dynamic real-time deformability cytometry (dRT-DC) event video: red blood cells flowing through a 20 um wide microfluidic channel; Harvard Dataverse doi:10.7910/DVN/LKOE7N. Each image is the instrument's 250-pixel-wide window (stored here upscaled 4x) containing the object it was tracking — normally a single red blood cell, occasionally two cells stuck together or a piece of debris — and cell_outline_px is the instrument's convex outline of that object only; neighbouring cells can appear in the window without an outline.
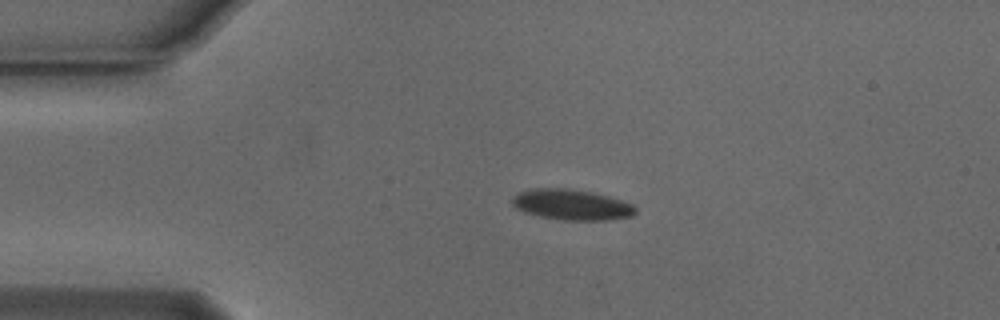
{"species": "Egyptian fruit bat (a non-hibernating species)", "species_latin": "Rousettus aegyptiacus", "temperature_condition": "cold", "stored_images_in_passage": 43, "camera_frame_rate_fps": 3000, "um_per_image_px": 0.085, "animal": {"sex": "male"}, "frame": {"image": 1, "passage_image": 1, "time_ms": 0.0, "image_size_px": [1000, 320], "cell_outline_px": [[636, 212], [632, 216], [608, 220], [560, 220], [540, 216], [524, 212], [516, 208], [512, 204], [512, 196], [520, 192], [536, 188], [568, 188], [592, 192], [608, 196], [632, 204], [636, 208]], "centroid_in_image_um": [48.58, 17.4], "position_along_channel_um": 36.4, "area_um2": 21.96}}
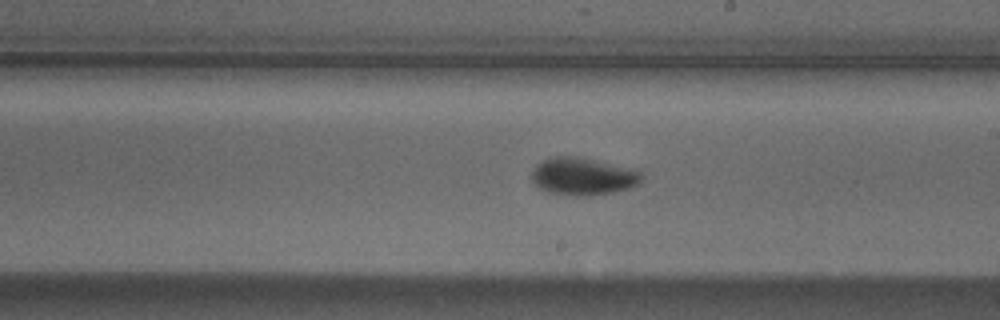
{"frame": {"image": 2, "passage_image": 20, "time_ms": 6.333, "image_size_px": [1000, 320], "cell_outline_px": [[644, 176], [632, 188], [612, 192], [588, 196], [576, 196], [548, 192], [540, 188], [532, 180], [532, 168], [540, 160], [552, 156], [580, 156], [640, 168]], "centroid_in_image_um": [49.6, 14.95], "position_along_channel_um": 239.4, "area_um2": 24.8}}
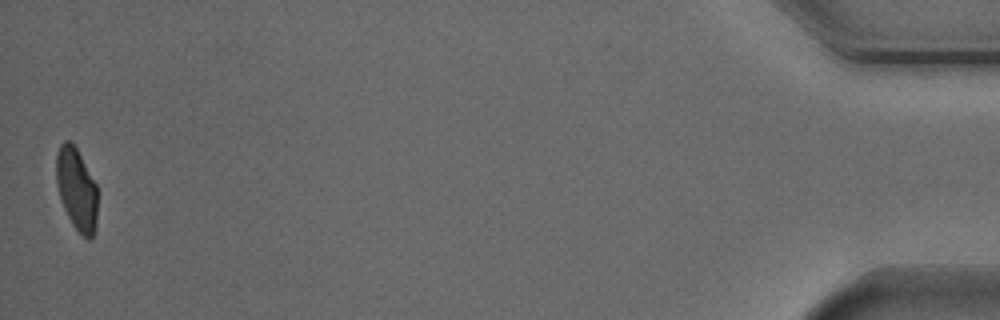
{"frame": {"image": 3, "passage_image": 43, "time_ms": 14.0, "image_size_px": [1000, 320], "cell_outline_px": [[96, 228], [92, 240], [88, 240], [72, 224], [64, 208], [60, 196], [56, 180], [56, 156], [60, 144], [64, 140], [68, 140], [76, 148], [96, 184]], "centroid_in_image_um": [6.51, 16.09], "position_along_channel_um": 428.7, "area_um2": 19.48}, "authors_computed_cell_mechanics": {"area_um2": 22.1952, "velocity_mm_per_s": 3.7587, "shape_relaxation_time_tau1_ms": 2.4241, "shape_relaxation_time_tau2_ms": null, "deformation_change_tau1": 0.1194, "deformation_change_tau2": null}}